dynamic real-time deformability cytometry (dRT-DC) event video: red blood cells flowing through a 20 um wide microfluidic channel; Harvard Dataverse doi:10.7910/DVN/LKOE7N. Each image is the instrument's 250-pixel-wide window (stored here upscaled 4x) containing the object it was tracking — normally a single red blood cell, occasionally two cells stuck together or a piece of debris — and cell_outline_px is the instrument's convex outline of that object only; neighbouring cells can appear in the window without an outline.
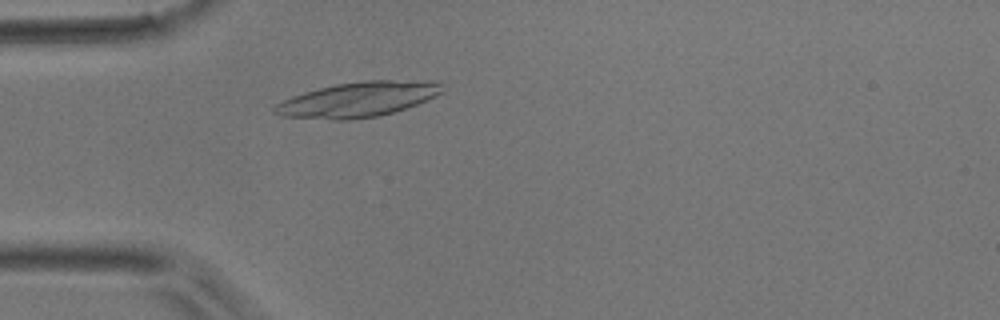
{"species": "common noctule bat (a hibernating species)", "species_latin": "Nyctalus noctula", "temperature_condition": "room temperature", "stored_images_in_passage": 44, "camera_frame_rate_fps": 3000, "um_per_image_px": 0.085, "animal": {"sex": "male", "body_mass_g": 17.9}, "frame": {"image": 1, "passage_image": 9, "time_ms": 2.667, "image_size_px": [1000, 320], "cell_outline_px": [[444, 92], [436, 96], [416, 104], [380, 116], [352, 120], [332, 120], [280, 116], [272, 112], [272, 108], [276, 104], [292, 96], [304, 92], [336, 84], [364, 80], [432, 80], [440, 84]], "centroid_in_image_um": [30.42, 8.46], "position_along_channel_um": 54.6, "area_um2": 34.33}}
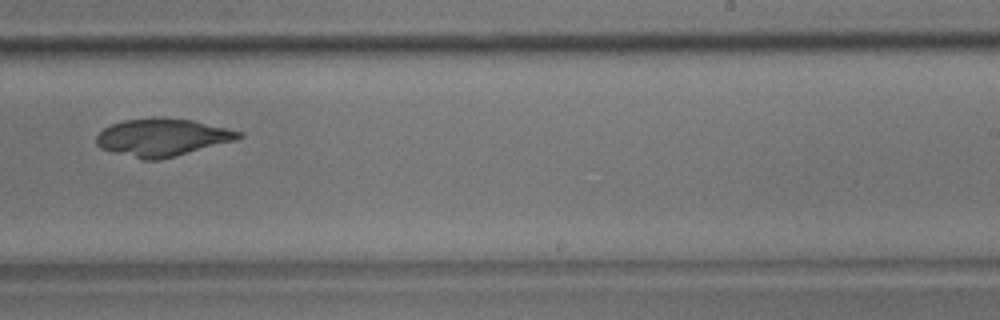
{"frame": {"image": 2, "passage_image": 26, "time_ms": 8.333, "image_size_px": [1000, 320], "cell_outline_px": [[244, 136], [236, 140], [176, 156], [160, 160], [140, 160], [112, 152], [100, 148], [96, 144], [96, 136], [104, 128], [112, 124], [124, 120], [192, 120], [244, 132]], "centroid_in_image_um": [13.8, 11.73], "position_along_channel_um": 275.2, "area_um2": 30.52}}
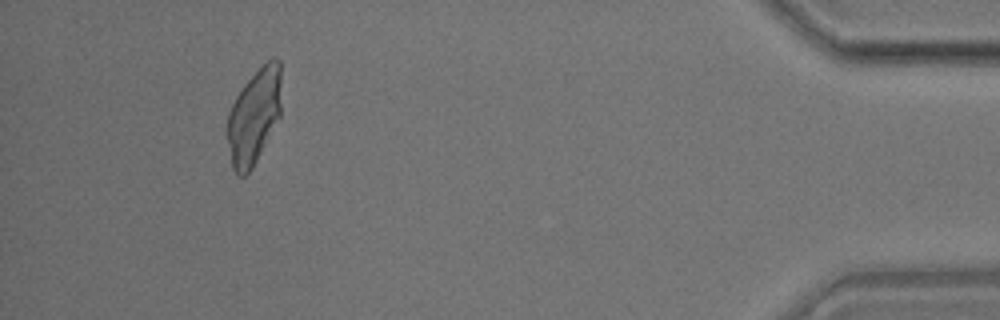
{"frame": {"image": 3, "passage_image": 41, "time_ms": 13.333, "image_size_px": [1000, 320], "cell_outline_px": [[280, 116], [252, 168], [244, 176], [236, 176], [232, 168], [224, 132], [224, 128], [228, 112], [236, 96], [244, 84], [272, 56], [276, 56], [280, 60]], "centroid_in_image_um": [21.54, 9.92], "position_along_channel_um": 413.7, "area_um2": 30.35}}